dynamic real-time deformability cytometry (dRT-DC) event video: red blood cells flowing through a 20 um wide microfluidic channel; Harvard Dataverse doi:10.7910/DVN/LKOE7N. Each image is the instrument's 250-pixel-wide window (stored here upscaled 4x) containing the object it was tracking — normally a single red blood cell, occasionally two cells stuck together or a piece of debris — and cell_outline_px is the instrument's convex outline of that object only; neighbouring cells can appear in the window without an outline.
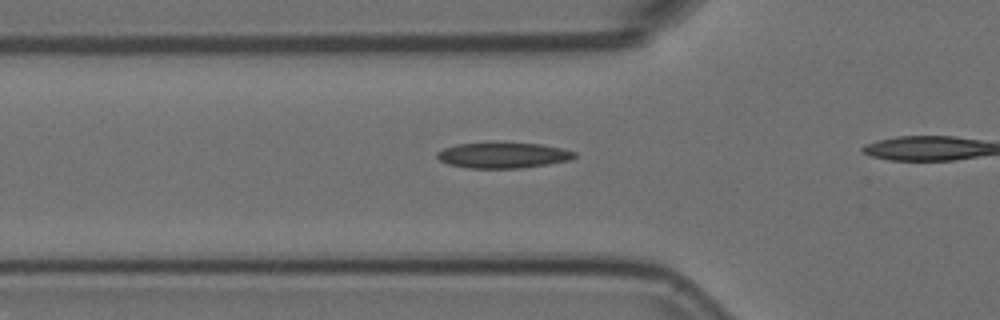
{"species": "Egyptian fruit bat (a non-hibernating species)", "species_latin": "Rousettus aegyptiacus", "temperature_condition": "room temperature", "stored_images_in_passage": 13, "camera_frame_rate_fps": 3000, "um_per_image_px": 0.085, "animal": {"sex": "female"}, "frame": {"image": 1, "passage_image": 8, "time_ms": 2.333, "image_size_px": [1000, 320], "cell_outline_px": [[576, 156], [572, 160], [548, 164], [520, 168], [468, 168], [448, 164], [440, 160], [436, 156], [436, 152], [444, 148], [456, 144], [492, 140], [496, 140], [540, 144], [560, 148], [576, 152]], "centroid_in_image_um": [42.73, 13.15], "position_along_channel_um": 83.1, "area_um2": 21.39}}
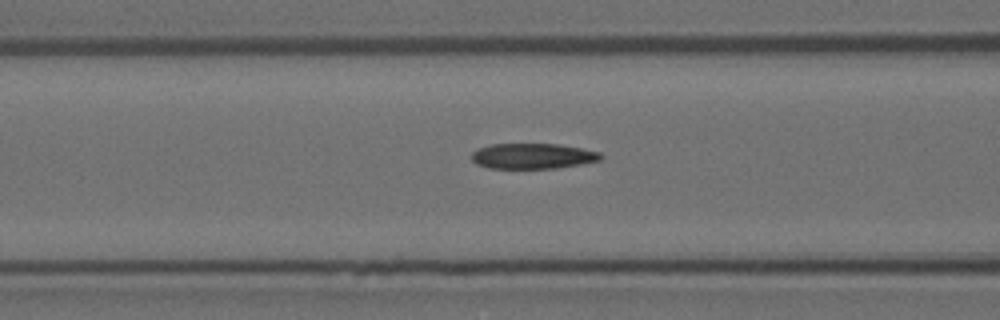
{"frame": {"image": 2, "passage_image": 11, "time_ms": 3.333, "image_size_px": [1000, 320], "cell_outline_px": [[604, 156], [600, 160], [580, 164], [556, 168], [488, 168], [476, 164], [472, 160], [472, 152], [476, 148], [492, 144], [560, 144], [600, 152]], "centroid_in_image_um": [45.26, 13.26], "position_along_channel_um": 121.3, "area_um2": 19.19}}